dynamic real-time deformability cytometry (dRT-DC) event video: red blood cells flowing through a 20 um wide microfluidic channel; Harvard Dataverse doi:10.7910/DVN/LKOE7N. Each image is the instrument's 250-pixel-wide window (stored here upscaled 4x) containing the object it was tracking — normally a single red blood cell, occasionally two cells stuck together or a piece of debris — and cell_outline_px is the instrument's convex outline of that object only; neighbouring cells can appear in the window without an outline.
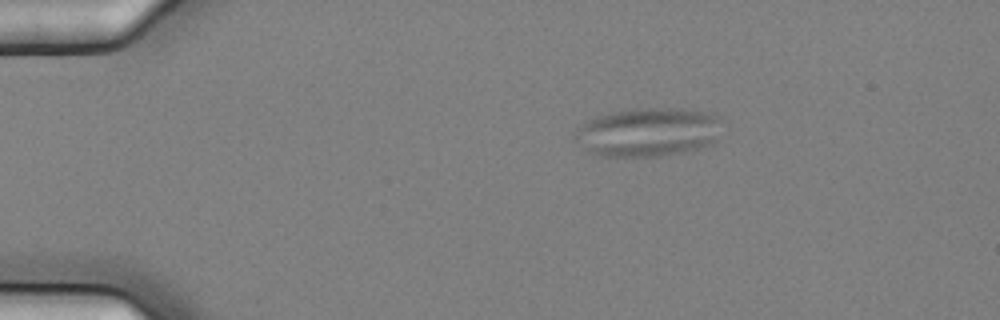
{"species": "common noctule bat (a hibernating species)", "species_latin": "Nyctalus noctula", "temperature_condition": "cold", "stored_images_in_passage": 5, "camera_frame_rate_fps": 3000, "um_per_image_px": 0.085, "animal": {"sex": "female", "body_mass_g": 25.1}, "frame": {"image": 1, "passage_image": 3, "time_ms": 0.667, "image_size_px": [1000, 320], "cell_outline_px": [[716, 144], [684, 152], [660, 156], [604, 156], [588, 152], [572, 140], [572, 136], [580, 124], [596, 116], [612, 112], [632, 108], [680, 108], [712, 112], [716, 116]], "centroid_in_image_um": [55.0, 11.23], "position_along_channel_um": 30.0, "area_um2": 42.08}}